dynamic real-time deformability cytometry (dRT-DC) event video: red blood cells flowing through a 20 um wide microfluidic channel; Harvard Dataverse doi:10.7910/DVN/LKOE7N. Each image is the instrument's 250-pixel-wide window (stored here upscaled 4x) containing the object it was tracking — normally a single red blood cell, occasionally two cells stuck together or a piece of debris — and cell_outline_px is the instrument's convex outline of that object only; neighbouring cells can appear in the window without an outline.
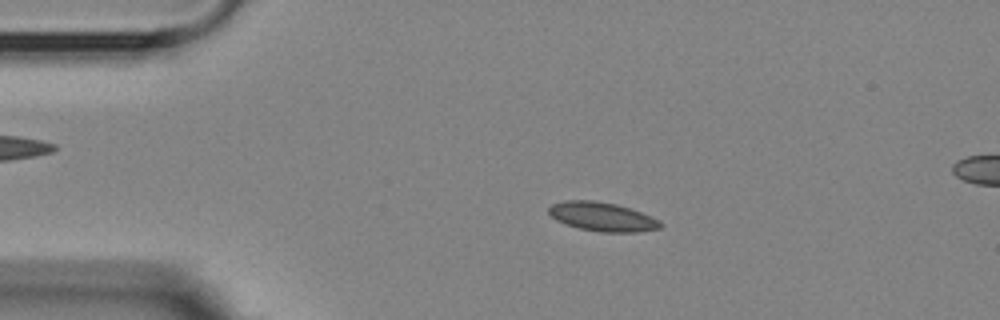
{"species": "Egyptian fruit bat (a non-hibernating species)", "species_latin": "Rousettus aegyptiacus", "temperature_condition": "room temperature", "stored_images_in_passage": 4, "camera_frame_rate_fps": 3000, "um_per_image_px": 0.085, "animal": {"sex": "female"}, "frame": {"image": 1, "passage_image": 2, "time_ms": 1.333, "image_size_px": [1000, 320], "cell_outline_px": [[664, 224], [660, 228], [640, 232], [600, 232], [580, 228], [556, 220], [548, 212], [548, 208], [552, 204], [564, 200], [596, 200], [616, 204], [640, 212], [660, 220]], "centroid_in_image_um": [51.21, 18.42], "position_along_channel_um": 33.8, "area_um2": 18.79}}